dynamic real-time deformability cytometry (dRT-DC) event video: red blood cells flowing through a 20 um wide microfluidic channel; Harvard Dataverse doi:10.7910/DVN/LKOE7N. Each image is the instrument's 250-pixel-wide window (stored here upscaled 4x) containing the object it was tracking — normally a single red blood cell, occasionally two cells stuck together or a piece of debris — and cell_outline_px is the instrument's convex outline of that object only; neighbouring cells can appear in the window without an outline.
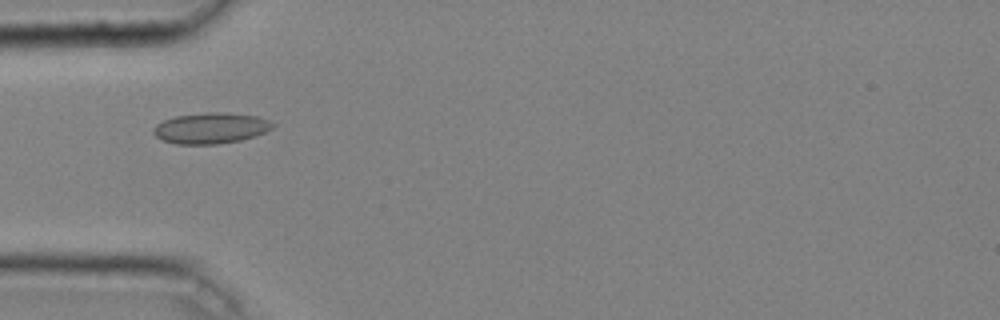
{"species": "common noctule bat (a hibernating species)", "species_latin": "Nyctalus noctula", "temperature_condition": "cold", "stored_images_in_passage": 29, "camera_frame_rate_fps": 3000, "um_per_image_px": 0.085, "animal": {"sex": "male", "body_mass_g": 20.4}, "frame": {"image": 1, "passage_image": 1, "time_ms": 0.0, "image_size_px": [1000, 320], "cell_outline_px": [[276, 124], [272, 128], [256, 136], [240, 140], [216, 144], [176, 144], [160, 140], [152, 132], [152, 128], [156, 124], [164, 120], [176, 116], [208, 112], [220, 112], [256, 116], [268, 120]], "centroid_in_image_um": [17.88, 10.9], "position_along_channel_um": 67.1, "area_um2": 21.44}}
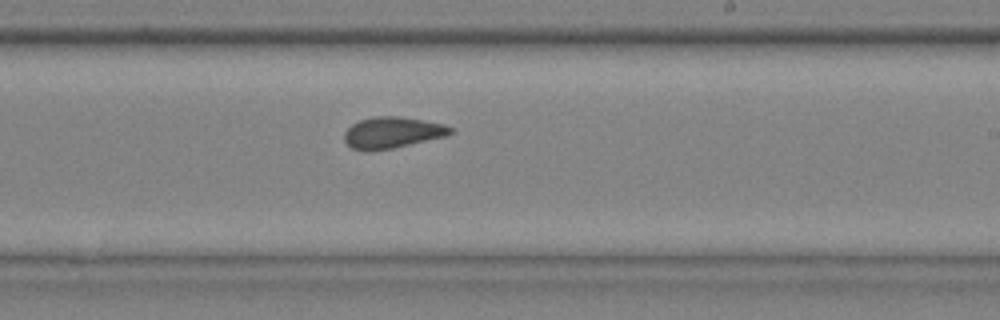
{"frame": {"image": 2, "passage_image": 15, "time_ms": 4.667, "image_size_px": [1000, 320], "cell_outline_px": [[456, 132], [448, 136], [392, 148], [368, 152], [352, 148], [344, 140], [344, 132], [352, 124], [360, 120], [376, 116], [396, 116], [444, 124], [452, 128]], "centroid_in_image_um": [33.36, 11.28], "position_along_channel_um": 255.6, "area_um2": 19.36}}
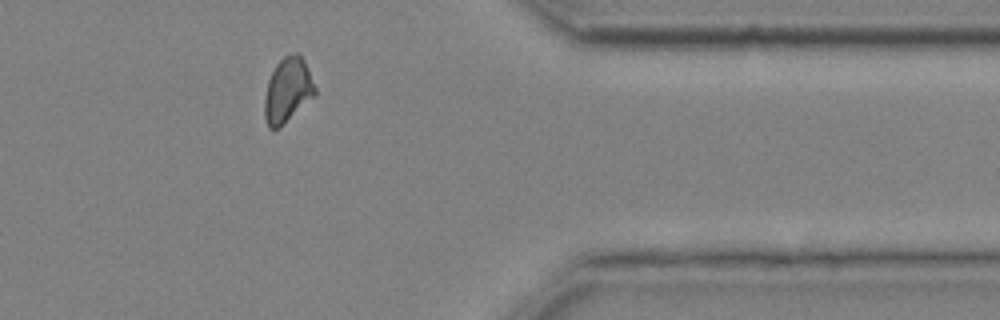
{"frame": {"image": 3, "passage_image": 26, "time_ms": 8.333, "image_size_px": [1000, 320], "cell_outline_px": [[316, 96], [280, 128], [268, 128], [264, 116], [264, 100], [268, 80], [276, 64], [284, 56], [296, 52], [304, 60], [308, 68], [316, 88]], "centroid_in_image_um": [24.46, 7.7], "position_along_channel_um": 386.9, "area_um2": 19.25}, "authors_computed_cell_mechanics": {"area_um2": 19.4786, "velocity_mm_per_s": 4.0555, "shape_relaxation_time_tau1_ms": null, "shape_relaxation_time_tau2_ms": 1.3607, "deformation_change_tau1": null, "deformation_change_tau2": 0.0382}}